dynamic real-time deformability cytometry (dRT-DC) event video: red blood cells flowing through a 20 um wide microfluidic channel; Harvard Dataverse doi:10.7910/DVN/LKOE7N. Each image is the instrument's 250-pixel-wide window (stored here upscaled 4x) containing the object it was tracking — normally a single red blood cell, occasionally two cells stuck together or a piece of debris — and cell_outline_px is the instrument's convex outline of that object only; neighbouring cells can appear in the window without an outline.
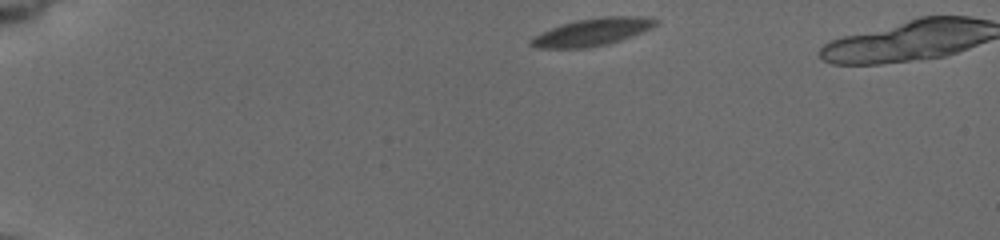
{"species": "common noctule bat (a hibernating species)", "species_latin": "Nyctalus noctula", "temperature_condition": "cold", "stored_images_in_passage": 6, "camera_frame_rate_fps": 3000, "um_per_image_px": 0.085, "animal": {"sex": "female", "body_mass_g": 19.5, "forearm_length_mm": 54.1}, "frame": {"image": 1, "passage_image": 1, "time_ms": 0.0, "image_size_px": [1000, 240], "cell_outline_px": [[656, 24], [652, 28], [620, 40], [608, 44], [584, 48], [540, 48], [528, 44], [536, 36], [552, 28], [564, 24], [580, 20], [608, 16], [624, 16], [656, 20]], "centroid_in_image_um": [50.32, 2.75], "position_along_channel_um": 34.7, "area_um2": 19.02}}
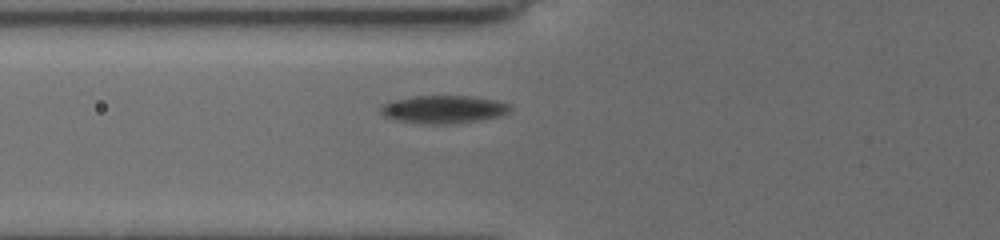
{"frame": {"image": 2, "passage_image": 6, "time_ms": 3.667, "image_size_px": [1000, 240], "cell_outline_px": [[512, 108], [508, 112], [500, 116], [480, 120], [452, 124], [420, 124], [396, 120], [384, 116], [380, 112], [380, 108], [384, 104], [392, 100], [416, 96], [468, 96], [492, 100], [508, 104]], "centroid_in_image_um": [37.66, 9.31], "position_along_channel_um": 88.1, "area_um2": 20.98}}